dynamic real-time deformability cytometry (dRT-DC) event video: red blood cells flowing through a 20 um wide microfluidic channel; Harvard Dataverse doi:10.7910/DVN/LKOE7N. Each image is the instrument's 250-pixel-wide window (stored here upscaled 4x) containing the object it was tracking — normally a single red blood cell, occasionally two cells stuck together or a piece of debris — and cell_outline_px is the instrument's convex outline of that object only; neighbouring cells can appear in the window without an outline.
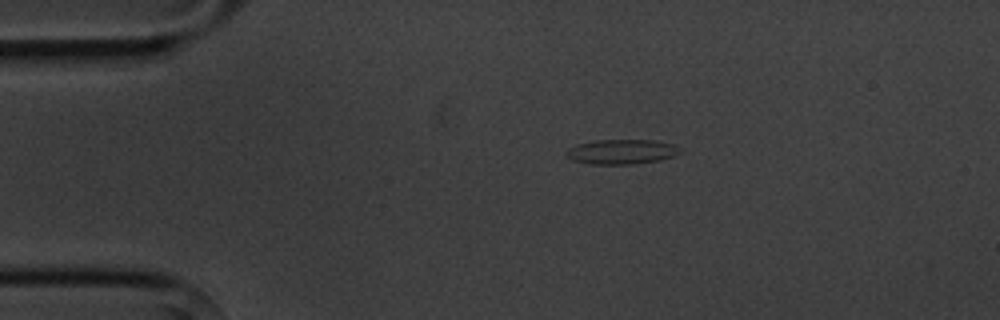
{"species": "common noctule bat (a hibernating species)", "species_latin": "Nyctalus noctula", "temperature_condition": "cold", "stored_images_in_passage": 6, "camera_frame_rate_fps": 3000, "um_per_image_px": 0.085, "animal": {"sex": "male", "body_mass_g": 20.1, "forearm_length_mm": 53.5}, "frame": {"image": 1, "passage_image": 1, "time_ms": 0.0, "image_size_px": [1000, 320], "cell_outline_px": [[680, 152], [672, 156], [660, 160], [632, 164], [592, 164], [572, 160], [564, 152], [568, 148], [576, 144], [596, 140], [652, 140], [672, 144]], "centroid_in_image_um": [52.76, 12.89], "position_along_channel_um": 32.2, "area_um2": 16.18}}
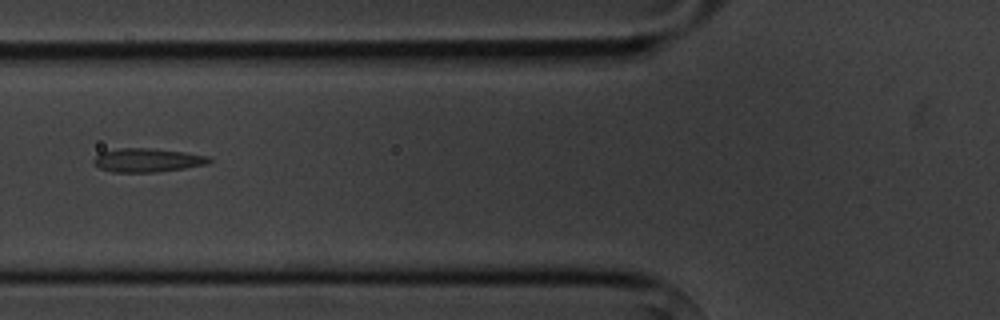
{"frame": {"image": 2, "passage_image": 3, "time_ms": 3.333, "image_size_px": [1000, 320], "cell_outline_px": [[212, 160], [208, 164], [184, 168], [156, 172], [112, 172], [100, 168], [92, 160], [100, 152], [116, 148], [152, 148], [184, 152], [208, 156]], "centroid_in_image_um": [12.52, 13.61], "position_along_channel_um": 113.3, "area_um2": 15.95}}
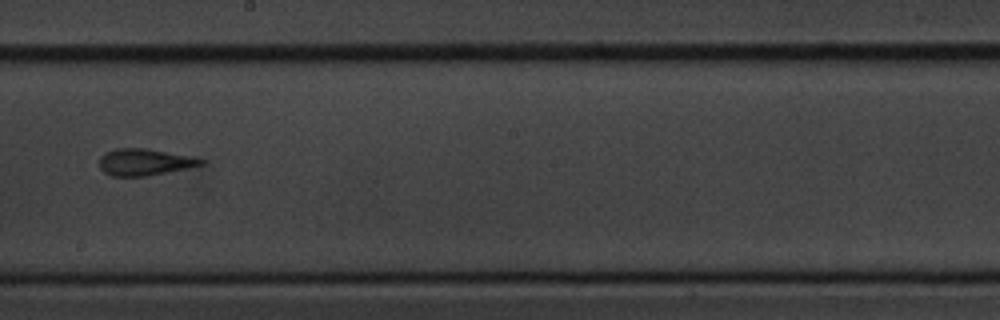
{"frame": {"image": 3, "passage_image": 6, "time_ms": 6.667, "image_size_px": [1000, 320], "cell_outline_px": [[204, 164], [144, 176], [112, 176], [104, 172], [100, 168], [100, 156], [104, 152], [116, 148], [148, 148], [192, 156], [204, 160]], "centroid_in_image_um": [12.24, 13.75], "position_along_channel_um": 236.0, "area_um2": 15.66}}